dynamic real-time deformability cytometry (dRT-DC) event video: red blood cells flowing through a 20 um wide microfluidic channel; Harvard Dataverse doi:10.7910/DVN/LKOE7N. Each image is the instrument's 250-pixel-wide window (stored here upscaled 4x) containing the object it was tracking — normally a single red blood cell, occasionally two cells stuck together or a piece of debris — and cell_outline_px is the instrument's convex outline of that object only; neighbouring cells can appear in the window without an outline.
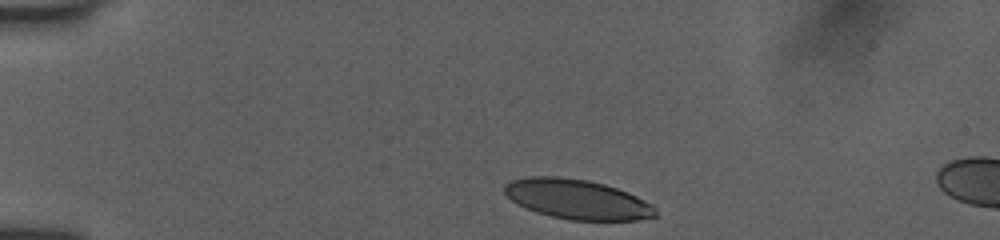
{"species": "human", "species_latin": "Homo sapiens", "temperature_condition": "room temperature", "stored_images_in_passage": 3, "camera_frame_rate_fps": 3000, "um_per_image_px": 0.085, "donor": {"sex": "female"}, "frame": {"image": 1, "passage_image": 1, "time_ms": 0.0, "image_size_px": [1000, 240], "cell_outline_px": [[656, 216], [636, 220], [568, 220], [536, 212], [524, 208], [512, 200], [504, 192], [504, 184], [512, 180], [528, 176], [560, 176], [588, 180], [604, 184], [628, 192], [652, 204], [656, 208]], "centroid_in_image_um": [49.04, 16.93], "position_along_channel_um": 36.0, "area_um2": 35.03}}